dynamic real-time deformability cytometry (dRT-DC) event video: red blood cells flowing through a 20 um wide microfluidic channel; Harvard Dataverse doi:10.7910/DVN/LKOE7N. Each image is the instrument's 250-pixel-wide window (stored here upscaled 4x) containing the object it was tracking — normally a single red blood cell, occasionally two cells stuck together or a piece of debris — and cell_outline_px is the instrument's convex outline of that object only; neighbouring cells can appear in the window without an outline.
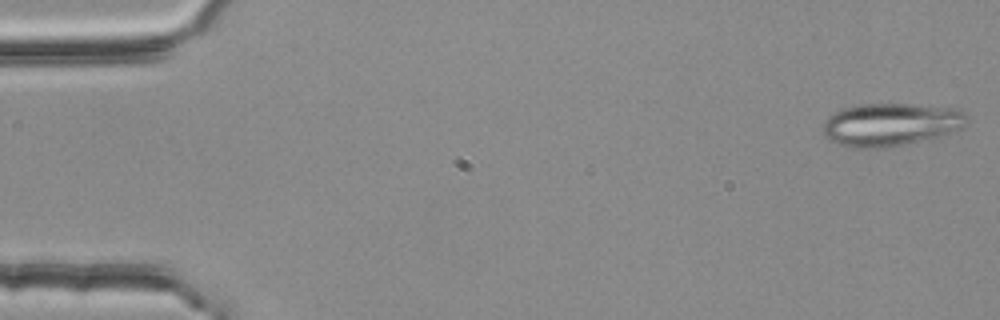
{"species": "common noctule bat (a hibernating species)", "species_latin": "Nyctalus noctula", "temperature_condition": "room temperature", "stored_images_in_passage": 54, "segment_of_instrument_passage": [1, 2], "camera_frame_rate_fps": 3000, "um_per_image_px": 0.085, "animal": {"sex": "female", "body_mass_g": 25.1}, "frame": {"image": 1, "passage_image": 1, "time_ms": 0.0, "image_size_px": [1000, 320], "cell_outline_px": [[968, 120], [964, 128], [908, 144], [880, 148], [856, 148], [840, 144], [828, 140], [824, 136], [824, 120], [828, 116], [844, 108], [856, 104], [908, 104], [960, 108], [964, 112]], "centroid_in_image_um": [75.72, 10.57], "position_along_channel_um": 9.3, "area_um2": 36.01}}
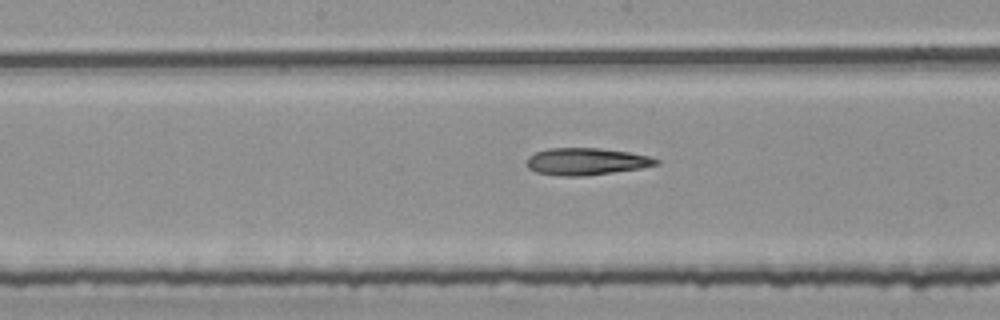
{"frame": {"image": 2, "passage_image": 27, "time_ms": 8.667, "image_size_px": [1000, 320], "cell_outline_px": [[660, 164], [640, 168], [584, 176], [560, 176], [536, 172], [528, 168], [528, 156], [536, 152], [548, 148], [600, 148], [628, 152], [648, 156], [660, 160]], "centroid_in_image_um": [49.83, 13.72], "position_along_channel_um": 198.4, "area_um2": 20.29}}
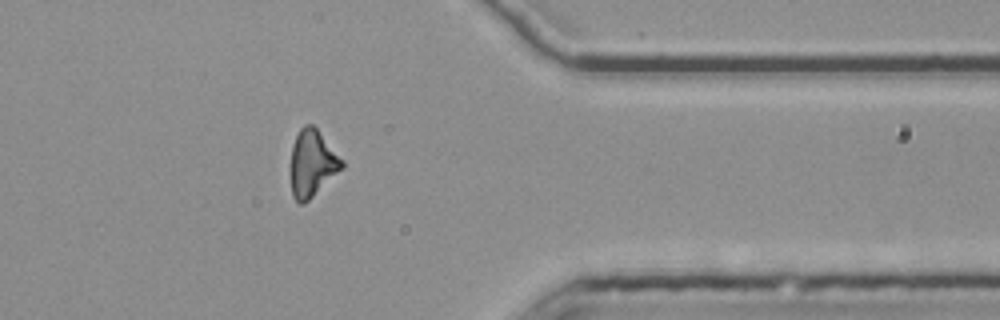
{"frame": {"image": 3, "passage_image": 43, "time_ms": 14.0, "image_size_px": [1000, 320], "cell_outline_px": [[344, 168], [304, 204], [300, 204], [292, 196], [292, 144], [300, 128], [304, 124], [312, 124], [316, 128], [344, 160]], "centroid_in_image_um": [26.57, 13.88], "position_along_channel_um": 384.8, "area_um2": 19.77}}